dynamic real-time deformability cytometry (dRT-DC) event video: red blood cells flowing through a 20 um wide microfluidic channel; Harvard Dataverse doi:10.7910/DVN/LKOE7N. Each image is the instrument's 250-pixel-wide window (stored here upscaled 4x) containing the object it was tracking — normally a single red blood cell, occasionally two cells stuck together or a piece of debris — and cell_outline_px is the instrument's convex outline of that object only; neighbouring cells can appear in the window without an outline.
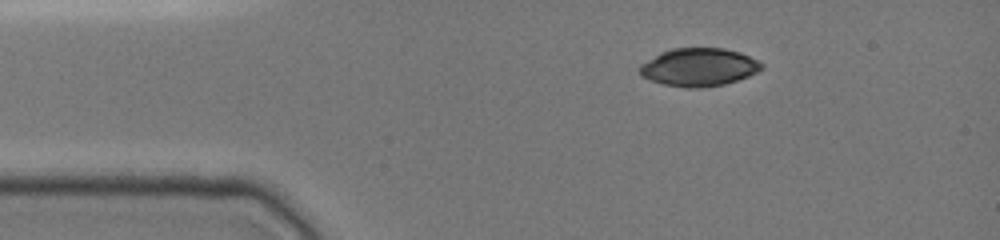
{"species": "common noctule bat (a hibernating species)", "species_latin": "Nyctalus noctula", "temperature_condition": "cold", "stored_images_in_passage": 5, "camera_frame_rate_fps": 3000, "um_per_image_px": 0.085, "animal": {"sex": "female", "body_mass_g": 19.0, "forearm_length_mm": 51.5}, "frame": {"image": 1, "passage_image": 1, "time_ms": 0.0, "image_size_px": [1000, 240], "cell_outline_px": [[764, 68], [748, 76], [736, 80], [720, 84], [664, 84], [652, 80], [644, 76], [640, 72], [640, 64], [660, 52], [672, 48], [724, 48], [740, 52], [764, 64]], "centroid_in_image_um": [59.43, 5.63], "position_along_channel_um": 25.6, "area_um2": 25.72}}